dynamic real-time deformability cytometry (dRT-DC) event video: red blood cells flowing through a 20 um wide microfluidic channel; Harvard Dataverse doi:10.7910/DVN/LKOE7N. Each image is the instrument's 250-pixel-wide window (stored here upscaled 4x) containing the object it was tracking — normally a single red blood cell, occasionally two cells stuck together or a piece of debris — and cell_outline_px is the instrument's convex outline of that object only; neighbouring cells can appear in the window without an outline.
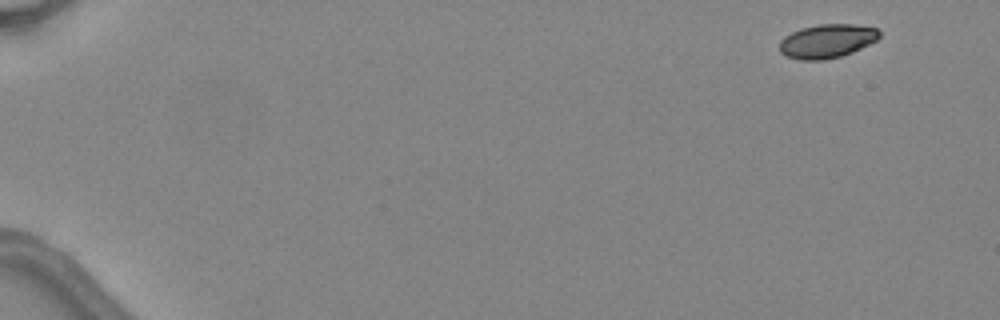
{"species": "common noctule bat (a hibernating species)", "species_latin": "Nyctalus noctula", "temperature_condition": "warm", "stored_images_in_passage": 4, "camera_frame_rate_fps": 3000, "um_per_image_px": 0.085, "animal": {"sex": "female", "body_mass_g": 24.6, "forearm_length_mm": 56.2}, "frame": {"image": 1, "passage_image": 1, "time_ms": 0.0, "image_size_px": [1000, 320], "cell_outline_px": [[880, 36], [876, 40], [852, 52], [840, 56], [824, 60], [800, 60], [784, 56], [780, 52], [780, 40], [784, 36], [800, 28], [820, 24], [856, 24], [876, 28], [880, 32]], "centroid_in_image_um": [70.26, 3.49], "position_along_channel_um": 14.7, "area_um2": 19.71}}